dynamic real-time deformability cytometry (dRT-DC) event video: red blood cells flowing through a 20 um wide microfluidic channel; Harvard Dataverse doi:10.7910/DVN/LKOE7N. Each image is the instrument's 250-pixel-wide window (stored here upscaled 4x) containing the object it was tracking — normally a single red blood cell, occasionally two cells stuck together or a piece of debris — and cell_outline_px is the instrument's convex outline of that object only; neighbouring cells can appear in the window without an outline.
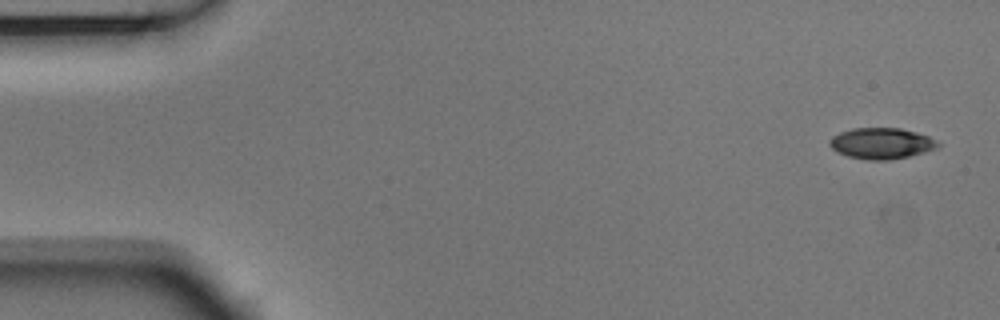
{"species": "Egyptian fruit bat (a non-hibernating species)", "species_latin": "Rousettus aegyptiacus", "temperature_condition": "room temperature", "stored_images_in_passage": 4, "camera_frame_rate_fps": 3000, "um_per_image_px": 0.085, "animal": {"sex": "male"}, "frame": {"image": 1, "passage_image": 1, "time_ms": 0.0, "image_size_px": [1000, 320], "cell_outline_px": [[940, 144], [936, 148], [924, 152], [908, 156], [888, 160], [868, 160], [848, 156], [836, 152], [828, 144], [828, 140], [832, 136], [840, 132], [852, 128], [900, 128], [916, 132], [928, 136], [936, 140]], "centroid_in_image_um": [74.88, 12.18], "position_along_channel_um": 10.1, "area_um2": 19.59}}
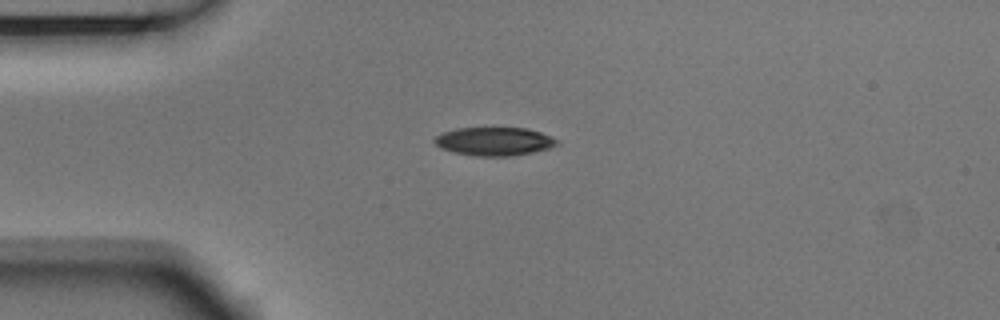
{"frame": {"image": 2, "passage_image": 4, "time_ms": 1.0, "image_size_px": [1000, 320], "cell_outline_px": [[560, 144], [548, 148], [532, 152], [512, 156], [476, 156], [452, 152], [440, 148], [432, 140], [440, 132], [456, 128], [524, 128], [540, 132], [552, 136], [560, 140]], "centroid_in_image_um": [41.99, 12.01], "position_along_channel_um": 43.0, "area_um2": 20.46}}